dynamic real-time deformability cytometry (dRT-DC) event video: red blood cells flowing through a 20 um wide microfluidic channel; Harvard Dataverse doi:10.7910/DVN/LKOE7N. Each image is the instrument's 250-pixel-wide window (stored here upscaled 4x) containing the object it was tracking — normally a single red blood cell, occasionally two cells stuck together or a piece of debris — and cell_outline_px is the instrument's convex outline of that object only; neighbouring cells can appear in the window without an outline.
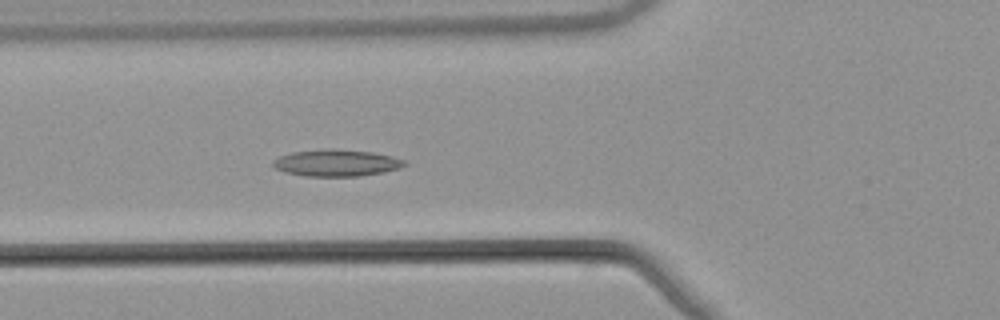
{"species": "common noctule bat (a hibernating species)", "species_latin": "Nyctalus noctula", "temperature_condition": "warm", "stored_images_in_passage": 41, "camera_frame_rate_fps": 3000, "um_per_image_px": 0.085, "animal": {"sex": "male", "body_mass_g": 21.5, "forearm_length_mm": 52.0}, "frame": {"image": 1, "passage_image": 7, "time_ms": 2.0, "image_size_px": [1000, 320], "cell_outline_px": [[408, 164], [400, 168], [384, 172], [360, 176], [304, 176], [284, 172], [276, 168], [272, 164], [272, 160], [280, 156], [292, 152], [328, 148], [372, 152], [392, 156], [404, 160]], "centroid_in_image_um": [28.6, 13.85], "position_along_channel_um": 97.2, "area_um2": 20.58}}
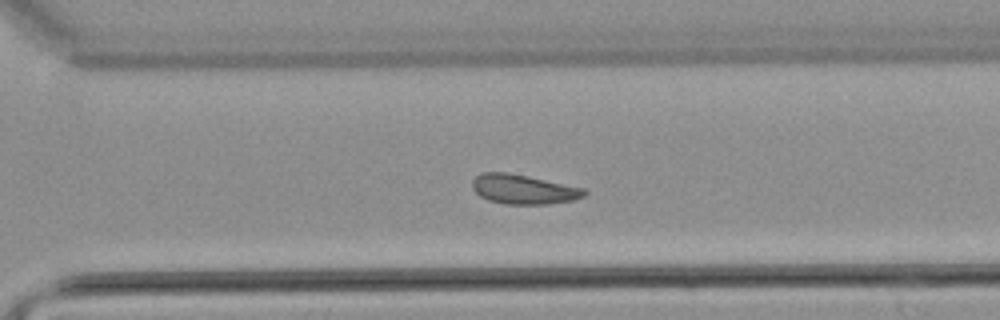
{"frame": {"image": 2, "passage_image": 25, "time_ms": 8.0, "image_size_px": [1000, 320], "cell_outline_px": [[588, 192], [584, 196], [572, 200], [548, 204], [504, 204], [488, 200], [480, 196], [472, 188], [472, 180], [476, 176], [484, 172], [508, 172], [584, 188]], "centroid_in_image_um": [44.47, 16.09], "position_along_channel_um": 326.1, "area_um2": 19.19}}
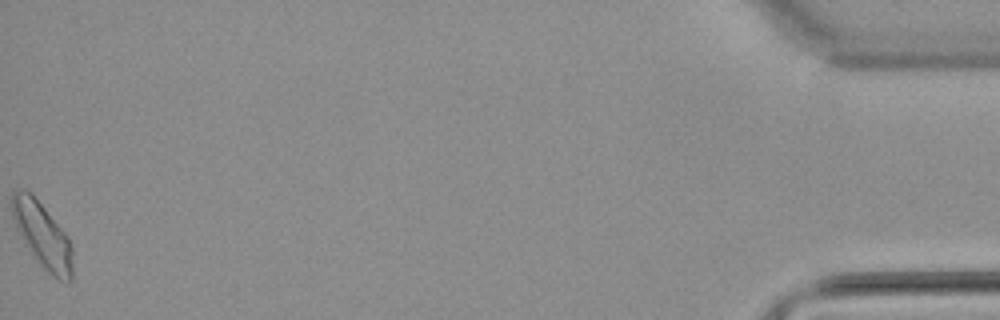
{"frame": {"image": 3, "passage_image": 41, "time_ms": 13.333, "image_size_px": [1000, 320], "cell_outline_px": [[72, 280], [68, 284], [52, 276], [32, 256], [24, 244], [12, 220], [12, 192], [28, 192], [44, 208], [68, 236], [72, 248]], "centroid_in_image_um": [3.62, 20.09], "position_along_channel_um": 431.6, "area_um2": 22.72}, "authors_computed_cell_mechanics": {"area_um2": 19.3052, "velocity_mm_per_s": 3.8213, "shape_relaxation_time_tau1_ms": null, "shape_relaxation_time_tau2_ms": 10.185, "deformation_change_tau1": null, "deformation_change_tau2": 0.1918}}